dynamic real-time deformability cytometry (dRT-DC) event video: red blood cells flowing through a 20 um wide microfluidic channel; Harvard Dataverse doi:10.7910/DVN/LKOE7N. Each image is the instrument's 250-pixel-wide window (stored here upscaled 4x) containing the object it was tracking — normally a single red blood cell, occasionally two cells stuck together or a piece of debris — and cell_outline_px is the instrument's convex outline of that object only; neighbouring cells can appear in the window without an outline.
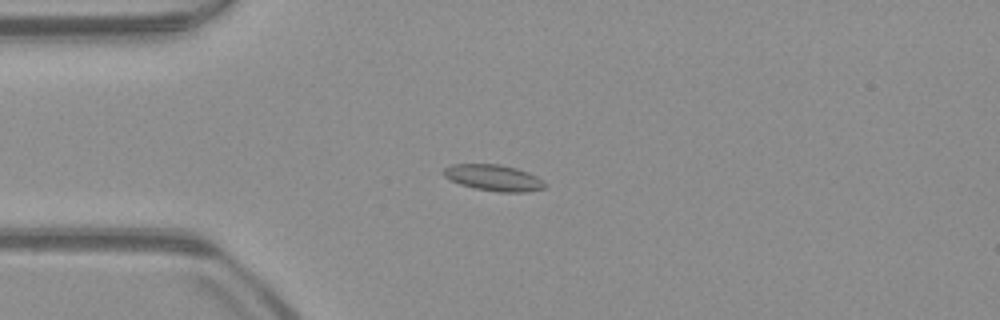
{"species": "common noctule bat (a hibernating species)", "species_latin": "Nyctalus noctula", "temperature_condition": "warm", "stored_images_in_passage": 51, "camera_frame_rate_fps": 3000, "um_per_image_px": 0.085, "animal": {"sex": "male", "body_mass_g": 23.1, "forearm_length_mm": 52.7}, "frame": {"image": 1, "passage_image": 12, "time_ms": 3.667, "image_size_px": [1000, 320], "cell_outline_px": [[548, 184], [544, 188], [528, 192], [496, 192], [476, 188], [460, 184], [444, 176], [444, 168], [452, 164], [500, 164], [516, 168], [528, 172], [536, 176]], "centroid_in_image_um": [42.0, 15.11], "position_along_channel_um": 43.0, "area_um2": 15.43}}
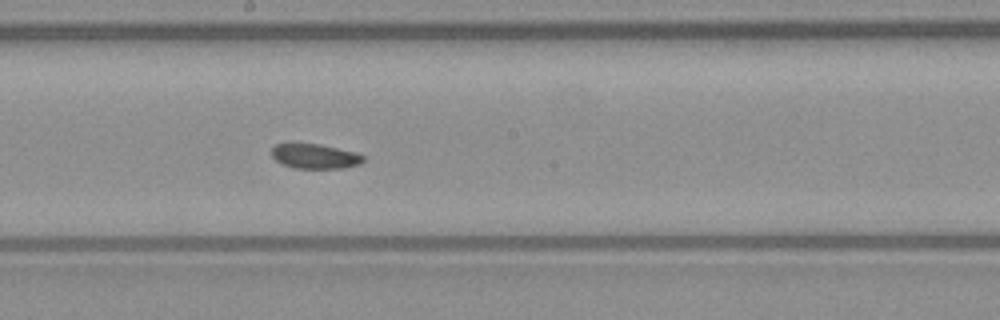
{"frame": {"image": 2, "passage_image": 27, "time_ms": 8.667, "image_size_px": [1000, 320], "cell_outline_px": [[364, 160], [360, 164], [344, 168], [296, 168], [284, 164], [276, 160], [272, 156], [272, 148], [276, 144], [320, 144], [356, 152], [364, 156]], "centroid_in_image_um": [26.81, 13.28], "position_along_channel_um": 221.4, "area_um2": 13.06}}
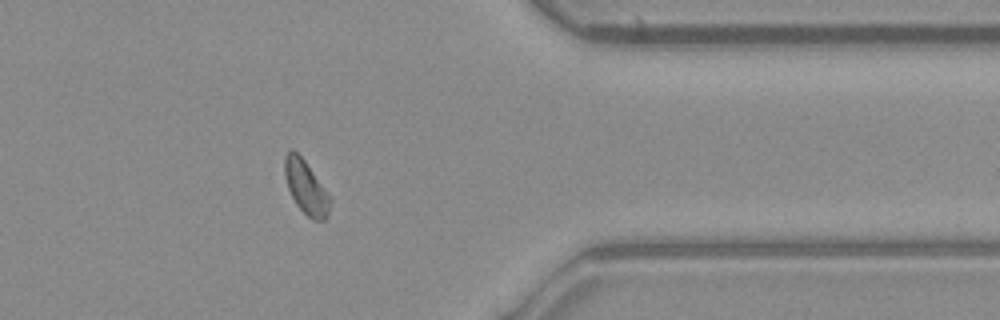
{"frame": {"image": 3, "passage_image": 41, "time_ms": 13.333, "image_size_px": [1000, 320], "cell_outline_px": [[332, 200], [328, 212], [324, 220], [312, 220], [296, 204], [288, 188], [284, 172], [284, 156], [292, 148], [304, 160], [332, 196]], "centroid_in_image_um": [26.03, 15.92], "position_along_channel_um": 385.4, "area_um2": 14.16}}